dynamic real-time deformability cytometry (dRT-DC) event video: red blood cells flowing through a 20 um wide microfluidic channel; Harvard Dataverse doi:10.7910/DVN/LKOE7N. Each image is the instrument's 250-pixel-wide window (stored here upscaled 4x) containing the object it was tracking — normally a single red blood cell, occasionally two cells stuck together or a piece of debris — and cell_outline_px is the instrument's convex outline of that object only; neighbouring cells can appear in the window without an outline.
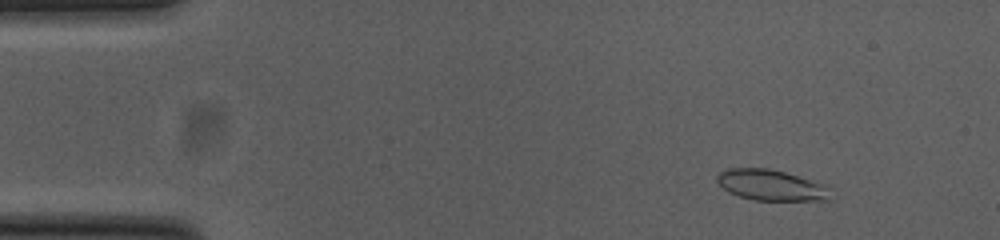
{"species": "common noctule bat (a hibernating species)", "species_latin": "Nyctalus noctula", "temperature_condition": "cold", "stored_images_in_passage": 53, "camera_frame_rate_fps": 3000, "um_per_image_px": 0.085, "animal": {"sex": "female", "body_mass_g": 23.0, "forearm_length_mm": 53.4}, "frame": {"image": 1, "passage_image": 6, "time_ms": 1.667, "image_size_px": [1000, 240], "cell_outline_px": [[832, 200], [752, 200], [728, 192], [716, 180], [716, 176], [720, 172], [728, 168], [768, 168], [832, 184]], "centroid_in_image_um": [65.67, 15.74], "position_along_channel_um": 19.3, "area_um2": 20.92}}
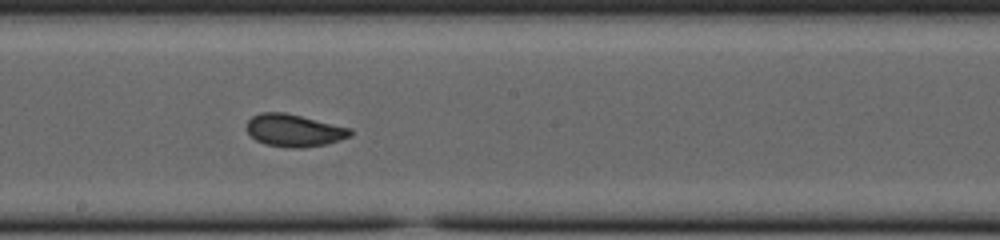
{"frame": {"image": 2, "passage_image": 29, "time_ms": 9.333, "image_size_px": [1000, 240], "cell_outline_px": [[352, 136], [328, 144], [300, 148], [288, 148], [264, 144], [256, 140], [244, 128], [248, 120], [252, 116], [260, 112], [284, 112], [352, 128]], "centroid_in_image_um": [24.99, 11.09], "position_along_channel_um": 223.2, "area_um2": 19.83}}
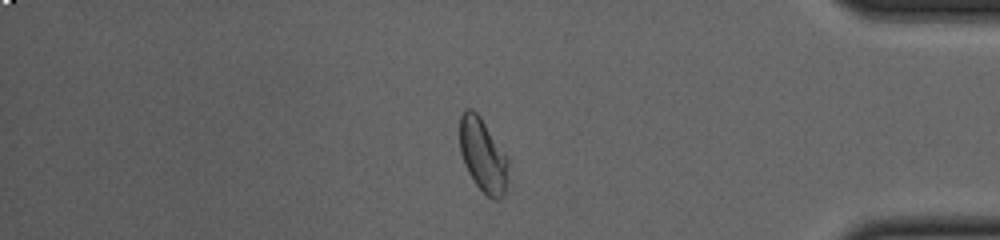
{"frame": {"image": 3, "passage_image": 45, "time_ms": 14.667, "image_size_px": [1000, 240], "cell_outline_px": [[508, 164], [504, 196], [496, 200], [492, 200], [476, 184], [468, 172], [464, 164], [460, 152], [460, 116], [464, 108], [472, 108], [480, 116], [508, 160]], "centroid_in_image_um": [41.01, 13.18], "position_along_channel_um": 394.2, "area_um2": 20.46}, "authors_computed_cell_mechanics": {"area_um2": 19.9988, "velocity_mm_per_s": 3.7897, "shape_relaxation_time_tau1_ms": 8.4902, "shape_relaxation_time_tau2_ms": 1.1644, "deformation_change_tau1": 0.174, "deformation_change_tau2": 0.0546}}